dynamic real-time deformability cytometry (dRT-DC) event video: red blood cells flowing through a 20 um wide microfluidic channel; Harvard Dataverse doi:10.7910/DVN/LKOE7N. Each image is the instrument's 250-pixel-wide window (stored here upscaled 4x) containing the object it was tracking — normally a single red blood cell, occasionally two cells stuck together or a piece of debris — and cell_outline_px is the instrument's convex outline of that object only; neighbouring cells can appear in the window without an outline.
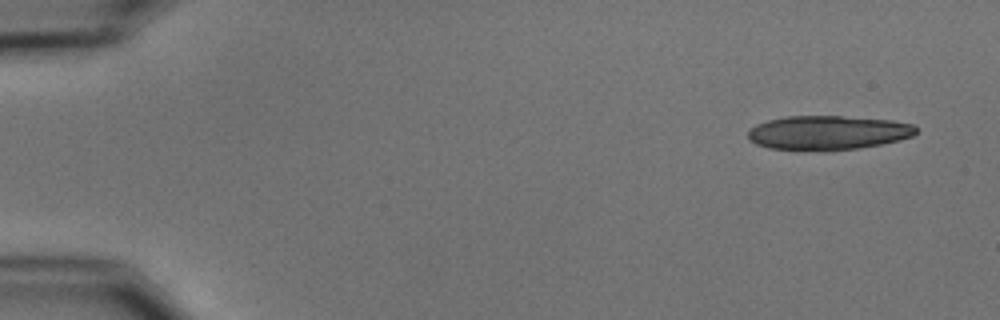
{"species": "common noctule bat (a hibernating species)", "species_latin": "Nyctalus noctula", "temperature_condition": "cold", "stored_images_in_passage": 8, "camera_frame_rate_fps": 3000, "um_per_image_px": 0.085, "animal": {"sex": "male", "body_mass_g": 15.6}, "frame": {"image": 1, "passage_image": 1, "time_ms": 0.0, "image_size_px": [1000, 320], "cell_outline_px": [[916, 132], [912, 136], [900, 140], [880, 144], [856, 148], [768, 148], [756, 144], [748, 140], [748, 132], [756, 124], [768, 120], [788, 116], [840, 116], [892, 120], [912, 124], [916, 128]], "centroid_in_image_um": [70.38, 11.24], "position_along_channel_um": 14.6, "area_um2": 32.43}}